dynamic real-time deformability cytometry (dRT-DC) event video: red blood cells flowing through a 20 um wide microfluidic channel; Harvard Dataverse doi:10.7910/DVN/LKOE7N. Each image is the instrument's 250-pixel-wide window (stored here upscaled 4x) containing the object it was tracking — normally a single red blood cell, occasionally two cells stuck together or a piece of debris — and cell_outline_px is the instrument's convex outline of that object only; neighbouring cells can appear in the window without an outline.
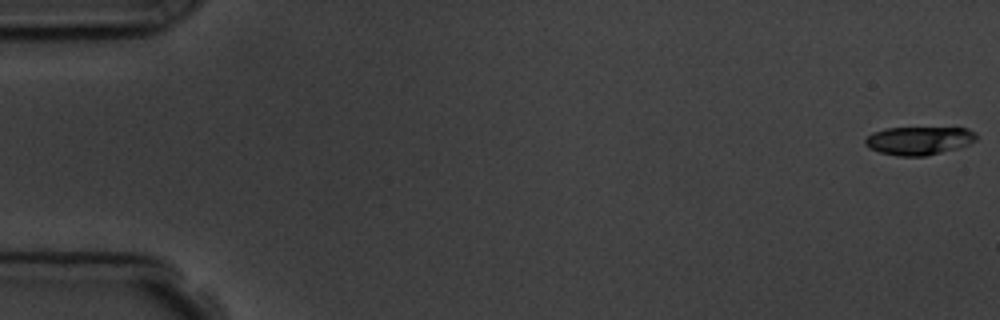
{"species": "common noctule bat (a hibernating species)", "species_latin": "Nyctalus noctula", "temperature_condition": "room temperature", "stored_images_in_passage": 5, "camera_frame_rate_fps": 3000, "um_per_image_px": 0.085, "animal": {"sex": "male", "body_mass_g": 19.5, "forearm_length_mm": 54.6}, "frame": {"image": 1, "passage_image": 1, "time_ms": 0.0, "image_size_px": [1000, 320], "cell_outline_px": [[976, 140], [968, 144], [956, 148], [924, 156], [896, 156], [880, 152], [868, 148], [864, 144], [864, 140], [872, 132], [884, 128], [968, 128], [976, 132]], "centroid_in_image_um": [78.07, 11.94], "position_along_channel_um": 6.9, "area_um2": 18.26}}
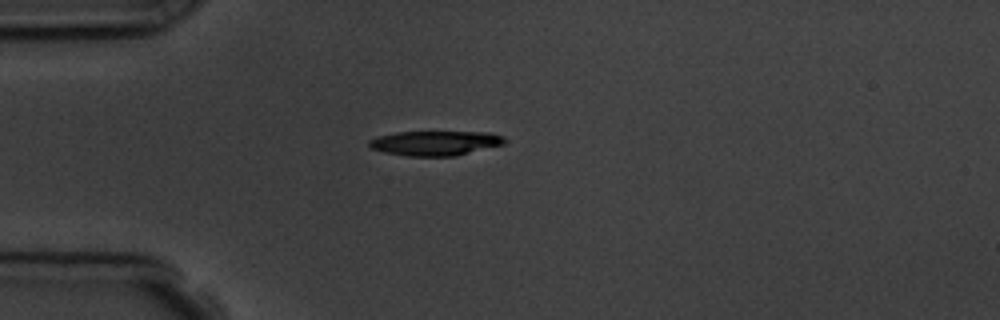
{"frame": {"image": 2, "passage_image": 5, "time_ms": 4.667, "image_size_px": [1000, 320], "cell_outline_px": [[508, 140], [504, 144], [456, 156], [408, 156], [384, 152], [372, 148], [368, 144], [368, 140], [376, 136], [396, 132], [492, 132], [504, 136]], "centroid_in_image_um": [37.02, 12.16], "position_along_channel_um": 48.0, "area_um2": 19.65}}